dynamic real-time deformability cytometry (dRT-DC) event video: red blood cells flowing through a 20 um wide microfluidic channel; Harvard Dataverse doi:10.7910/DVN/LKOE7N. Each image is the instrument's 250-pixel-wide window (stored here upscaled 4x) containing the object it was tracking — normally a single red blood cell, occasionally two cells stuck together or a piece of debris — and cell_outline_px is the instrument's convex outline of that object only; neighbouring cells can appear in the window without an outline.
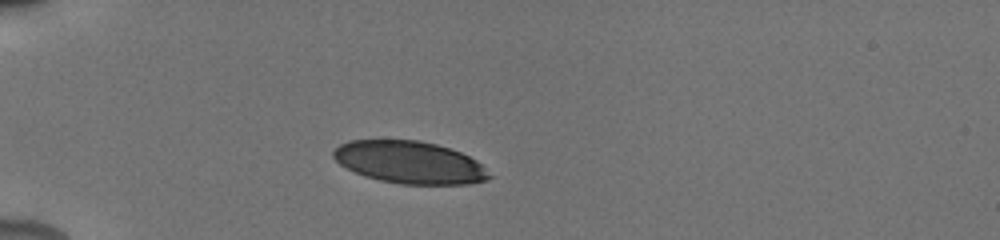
{"species": "human", "species_latin": "Homo sapiens", "temperature_condition": "cold", "stored_images_in_passage": 33, "camera_frame_rate_fps": 3000, "um_per_image_px": 0.085, "donor": {"sex": "male"}, "frame": {"image": 1, "passage_image": 1, "time_ms": 0.0, "image_size_px": [1000, 240], "cell_outline_px": [[492, 176], [488, 180], [468, 184], [400, 184], [380, 180], [364, 176], [340, 164], [332, 156], [332, 152], [340, 144], [348, 140], [416, 140], [436, 144], [460, 152], [476, 160]], "centroid_in_image_um": [34.8, 13.8], "position_along_channel_um": 50.2, "area_um2": 38.26}}
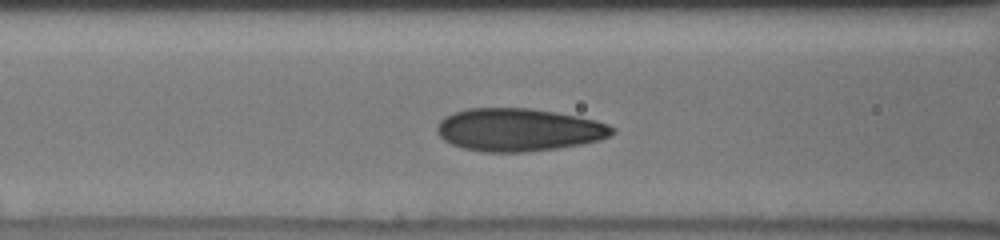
{"frame": {"image": 2, "passage_image": 12, "time_ms": 2.667, "image_size_px": [1000, 240], "cell_outline_px": [[616, 132], [600, 140], [580, 144], [556, 148], [524, 152], [484, 152], [464, 148], [452, 144], [444, 140], [436, 132], [436, 128], [440, 120], [444, 116], [452, 112], [468, 108], [532, 108], [556, 112], [596, 120], [608, 124], [616, 128]], "centroid_in_image_um": [44.07, 11.02], "position_along_channel_um": 122.5, "area_um2": 43.87}}
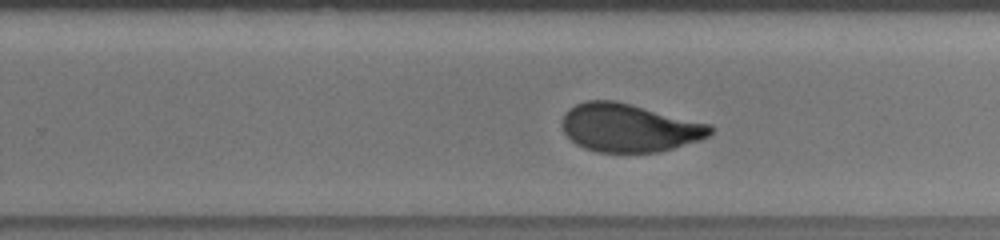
{"frame": {"image": 3, "passage_image": 30, "time_ms": 6.667, "image_size_px": [1000, 240], "cell_outline_px": [[716, 128], [708, 136], [700, 140], [660, 152], [596, 152], [584, 148], [576, 144], [564, 132], [564, 112], [568, 108], [584, 100], [616, 100], [712, 124]], "centroid_in_image_um": [53.51, 10.85], "position_along_channel_um": 276.3, "area_um2": 41.85}}